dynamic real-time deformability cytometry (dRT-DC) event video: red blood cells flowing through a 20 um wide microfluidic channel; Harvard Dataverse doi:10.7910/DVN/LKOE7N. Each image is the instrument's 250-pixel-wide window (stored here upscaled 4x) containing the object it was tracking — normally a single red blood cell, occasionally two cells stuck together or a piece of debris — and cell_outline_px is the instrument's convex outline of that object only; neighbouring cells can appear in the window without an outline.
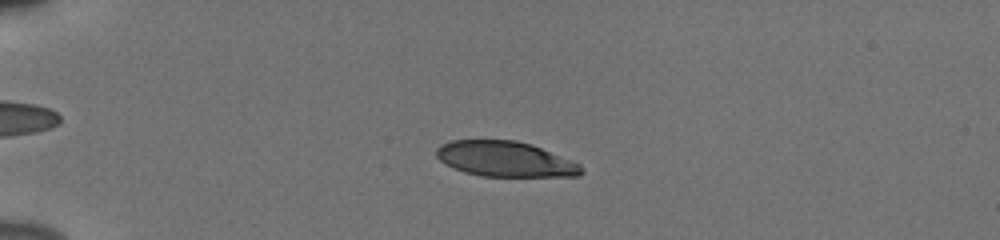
{"species": "human", "species_latin": "Homo sapiens", "temperature_condition": "cold", "stored_images_in_passage": 43, "camera_frame_rate_fps": 3000, "um_per_image_px": 0.085, "donor": {"sex": "male"}, "frame": {"image": 1, "passage_image": 3, "time_ms": 0.667, "image_size_px": [1000, 240], "cell_outline_px": [[584, 172], [580, 176], [480, 176], [464, 172], [444, 164], [436, 156], [436, 148], [440, 144], [452, 140], [516, 140], [532, 144], [580, 164], [584, 168]], "centroid_in_image_um": [42.93, 13.52], "position_along_channel_um": 42.1, "area_um2": 29.94}}
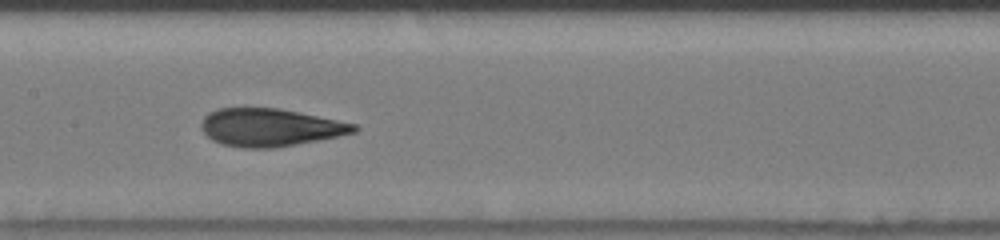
{"frame": {"image": 2, "passage_image": 18, "time_ms": 5.667, "image_size_px": [1000, 240], "cell_outline_px": [[360, 128], [356, 132], [276, 148], [244, 148], [220, 144], [212, 140], [200, 128], [200, 124], [204, 116], [208, 112], [220, 108], [280, 108], [356, 124]], "centroid_in_image_um": [22.92, 10.83], "position_along_channel_um": 184.5, "area_um2": 33.58}}
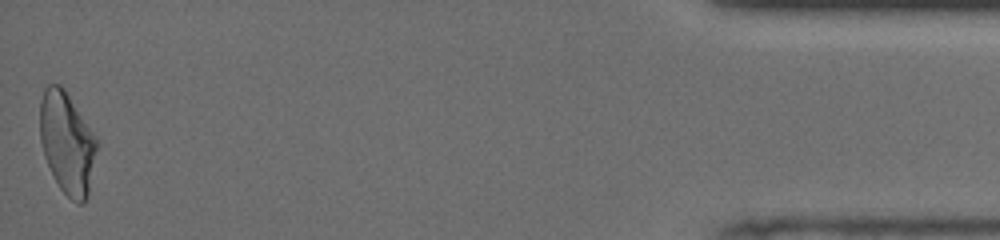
{"frame": {"image": 3, "passage_image": 43, "time_ms": 14.0, "image_size_px": [1000, 240], "cell_outline_px": [[100, 144], [88, 196], [84, 204], [80, 204], [72, 200], [60, 188], [44, 156], [40, 140], [40, 100], [44, 88], [48, 84], [60, 84], [64, 88], [96, 136]], "centroid_in_image_um": [5.74, 12.15], "position_along_channel_um": 429.5, "area_um2": 34.16}, "authors_computed_cell_mechanics": {"area_um2": 33.1194, "velocity_mm_per_s": 3.8513, "shape_relaxation_time_tau1_ms": 4.6621, "shape_relaxation_time_tau2_ms": 1.3171, "deformation_change_tau1": 0.158, "deformation_change_tau2": 0.0664}}